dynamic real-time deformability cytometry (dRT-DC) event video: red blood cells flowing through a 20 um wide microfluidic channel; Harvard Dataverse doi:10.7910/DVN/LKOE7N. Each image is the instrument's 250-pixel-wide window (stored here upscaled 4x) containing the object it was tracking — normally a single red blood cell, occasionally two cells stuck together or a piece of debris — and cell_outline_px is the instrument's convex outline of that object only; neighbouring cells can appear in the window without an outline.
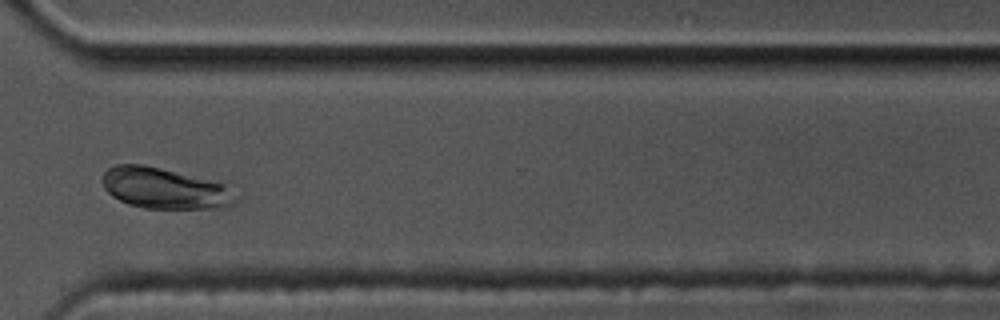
{"species": "common noctule bat (a hibernating species)", "species_latin": "Nyctalus noctula", "temperature_condition": "cold", "stored_images_in_passage": 12, "camera_frame_rate_fps": 3000, "um_per_image_px": 0.085, "animal": {"sex": "male", "body_mass_g": 17.5, "forearm_length_mm": 52.3}, "frame": {"image": 1, "passage_image": 9, "time_ms": 2.667, "image_size_px": [1000, 320], "cell_outline_px": [[240, 200], [236, 204], [224, 208], [144, 208], [128, 204], [112, 196], [104, 188], [104, 172], [108, 168], [116, 164], [144, 164], [236, 180], [240, 196]], "centroid_in_image_um": [14.35, 15.96], "position_along_channel_um": 356.2, "area_um2": 34.51}}